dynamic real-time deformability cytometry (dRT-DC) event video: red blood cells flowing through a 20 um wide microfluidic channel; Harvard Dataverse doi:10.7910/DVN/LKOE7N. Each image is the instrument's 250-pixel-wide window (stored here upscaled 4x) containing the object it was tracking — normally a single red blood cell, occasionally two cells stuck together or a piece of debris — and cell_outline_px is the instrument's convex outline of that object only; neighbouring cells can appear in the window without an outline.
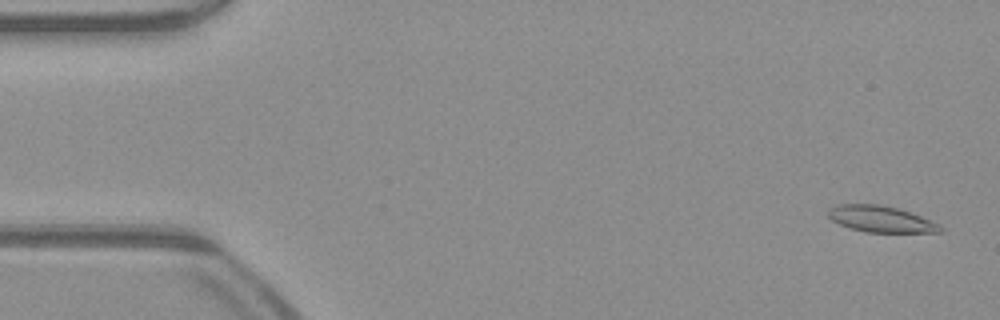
{"species": "common noctule bat (a hibernating species)", "species_latin": "Nyctalus noctula", "temperature_condition": "warm", "stored_images_in_passage": 51, "camera_frame_rate_fps": 3000, "um_per_image_px": 0.085, "animal": {"sex": "male", "body_mass_g": 23.1, "forearm_length_mm": 52.7}, "frame": {"image": 1, "passage_image": 2, "time_ms": 0.333, "image_size_px": [1000, 320], "cell_outline_px": [[944, 232], [868, 232], [852, 228], [840, 224], [832, 220], [828, 216], [828, 208], [840, 204], [880, 204], [900, 208], [940, 224], [944, 228]], "centroid_in_image_um": [74.9, 18.61], "position_along_channel_um": 10.1, "area_um2": 17.17}}
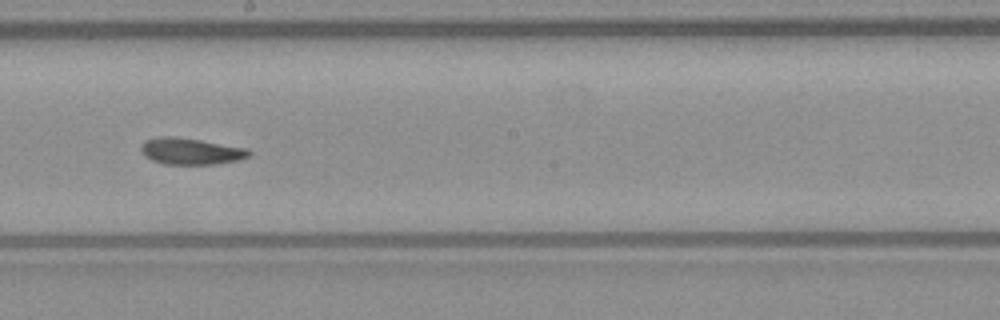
{"frame": {"image": 2, "passage_image": 28, "time_ms": 9.0, "image_size_px": [1000, 320], "cell_outline_px": [[252, 152], [248, 156], [236, 160], [216, 164], [164, 164], [152, 160], [144, 156], [140, 148], [144, 140], [156, 136], [176, 136], [248, 148]], "centroid_in_image_um": [16.18, 12.84], "position_along_channel_um": 232.0, "area_um2": 16.76}}
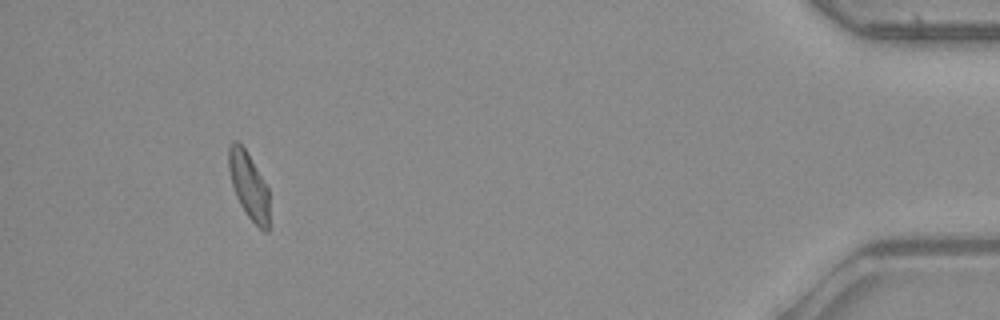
{"frame": {"image": 3, "passage_image": 47, "time_ms": 15.333, "image_size_px": [1000, 320], "cell_outline_px": [[268, 232], [264, 232], [244, 212], [236, 196], [232, 184], [228, 168], [228, 148], [232, 140], [236, 140], [244, 148], [268, 188]], "centroid_in_image_um": [21.12, 15.77], "position_along_channel_um": 414.1, "area_um2": 15.49}, "authors_computed_cell_mechanics": {"area_um2": 16.8198, "velocity_mm_per_s": 4.0502, "shape_relaxation_time_tau1_ms": null, "shape_relaxation_time_tau2_ms": 3.9977, "deformation_change_tau1": null, "deformation_change_tau2": 0.1159}}